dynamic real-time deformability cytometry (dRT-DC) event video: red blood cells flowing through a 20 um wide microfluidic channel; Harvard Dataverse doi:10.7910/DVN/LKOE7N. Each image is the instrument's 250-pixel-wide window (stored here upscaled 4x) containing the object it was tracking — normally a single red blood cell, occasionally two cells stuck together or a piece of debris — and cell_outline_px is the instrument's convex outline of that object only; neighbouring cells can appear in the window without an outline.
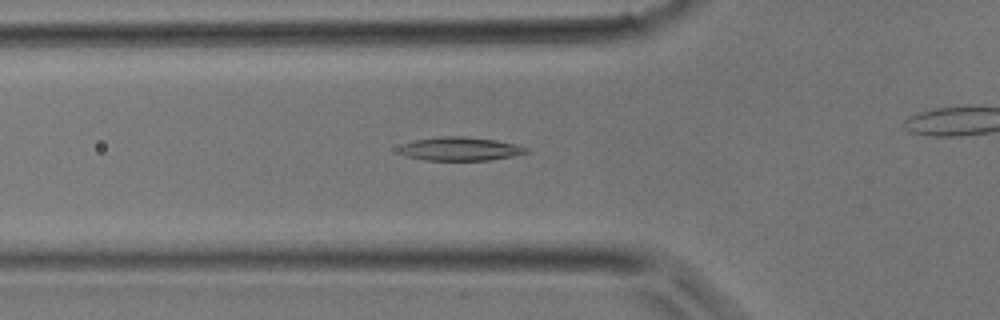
{"species": "common noctule bat (a hibernating species)", "species_latin": "Nyctalus noctula", "temperature_condition": "room temperature", "stored_images_in_passage": 25, "camera_frame_rate_fps": 3000, "um_per_image_px": 0.085, "animal": {"sex": "male", "body_mass_g": 17.9}, "frame": {"image": 1, "passage_image": 5, "time_ms": 1.333, "image_size_px": [1000, 320], "cell_outline_px": [[528, 152], [512, 156], [488, 160], [424, 160], [408, 156], [400, 152], [400, 148], [404, 144], [416, 140], [440, 136], [464, 136], [496, 140], [516, 144], [528, 148]], "centroid_in_image_um": [39.15, 12.65], "position_along_channel_um": 86.6, "area_um2": 17.22}}
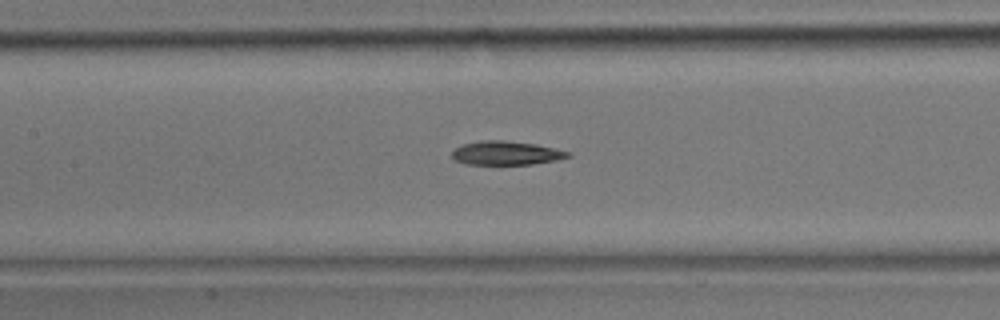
{"frame": {"image": 2, "passage_image": 9, "time_ms": 2.667, "image_size_px": [1000, 320], "cell_outline_px": [[572, 156], [556, 160], [532, 164], [464, 164], [452, 160], [452, 152], [456, 148], [464, 144], [480, 140], [504, 140], [536, 144], [568, 152]], "centroid_in_image_um": [42.97, 13.01], "position_along_channel_um": 164.4, "area_um2": 16.01}}
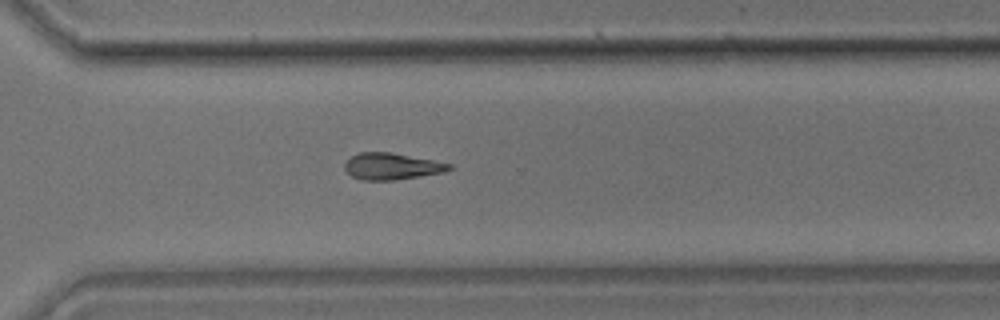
{"frame": {"image": 3, "passage_image": 18, "time_ms": 5.667, "image_size_px": [1000, 320], "cell_outline_px": [[452, 168], [444, 172], [396, 180], [360, 180], [352, 176], [344, 168], [344, 164], [352, 156], [360, 152], [388, 152], [432, 160], [452, 164]], "centroid_in_image_um": [33.28, 14.14], "position_along_channel_um": 337.3, "area_um2": 16.01}}